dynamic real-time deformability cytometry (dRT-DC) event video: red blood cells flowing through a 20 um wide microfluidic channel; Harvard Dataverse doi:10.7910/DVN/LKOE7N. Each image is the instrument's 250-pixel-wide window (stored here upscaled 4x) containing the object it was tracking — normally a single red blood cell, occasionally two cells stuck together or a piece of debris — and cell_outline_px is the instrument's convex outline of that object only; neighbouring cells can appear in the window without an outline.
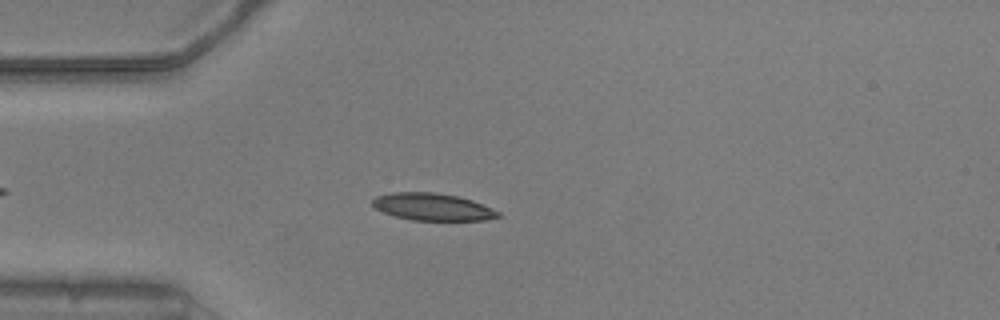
{"species": "common noctule bat (a hibernating species)", "species_latin": "Nyctalus noctula", "temperature_condition": "warm", "stored_images_in_passage": 46, "camera_frame_rate_fps": 3000, "um_per_image_px": 0.085, "animal": {"sex": "male", "body_mass_g": 20.5, "forearm_length_mm": 52.5}, "frame": {"image": 1, "passage_image": 10, "time_ms": 3.0, "image_size_px": [1000, 320], "cell_outline_px": [[500, 216], [484, 220], [412, 220], [396, 216], [384, 212], [376, 208], [372, 204], [372, 200], [376, 196], [392, 192], [432, 192], [460, 196], [472, 200], [492, 208], [500, 212]], "centroid_in_image_um": [36.78, 17.57], "position_along_channel_um": 48.2, "area_um2": 19.83}}
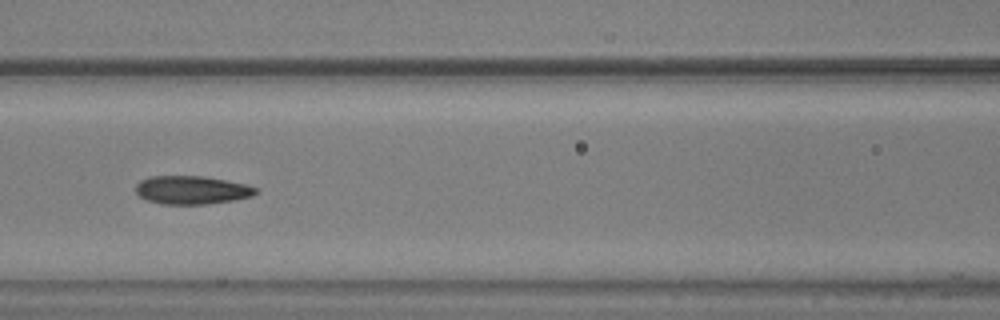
{"frame": {"image": 2, "passage_image": 19, "time_ms": 6.0, "image_size_px": [1000, 320], "cell_outline_px": [[260, 192], [252, 196], [236, 200], [204, 204], [160, 204], [148, 200], [140, 196], [136, 192], [136, 184], [140, 180], [148, 176], [204, 176], [244, 184], [260, 188]], "centroid_in_image_um": [16.32, 16.15], "position_along_channel_um": 150.3, "area_um2": 19.94}}
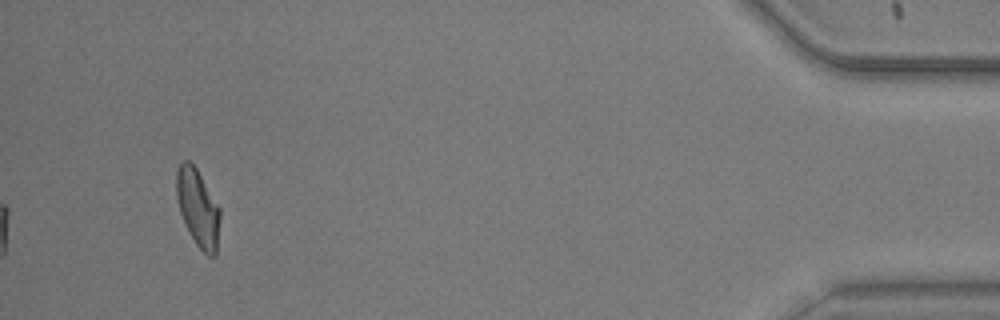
{"frame": {"image": 3, "passage_image": 46, "time_ms": 15.0, "image_size_px": [1000, 320], "cell_outline_px": [[220, 220], [216, 256], [208, 256], [196, 244], [180, 212], [176, 196], [176, 172], [180, 160], [188, 160], [196, 168], [220, 208]], "centroid_in_image_um": [16.82, 17.65], "position_along_channel_um": 418.4, "area_um2": 19.48}, "authors_computed_cell_mechanics": {"area_um2": 19.5364, "velocity_mm_per_s": 3.8076, "shape_relaxation_time_tau1_ms": 7.4302, "shape_relaxation_time_tau2_ms": 1.7511, "deformation_change_tau1": 0.1797, "deformation_change_tau2": 0.0906}}